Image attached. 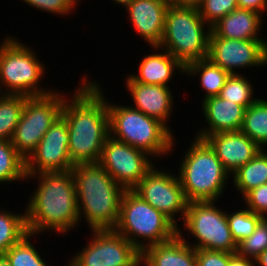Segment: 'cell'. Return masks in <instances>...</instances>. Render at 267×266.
Listing matches in <instances>:
<instances>
[{"label": "cell", "instance_id": "7a4b0ae2", "mask_svg": "<svg viewBox=\"0 0 267 266\" xmlns=\"http://www.w3.org/2000/svg\"><path fill=\"white\" fill-rule=\"evenodd\" d=\"M34 176L40 181L25 212L28 232L35 235L55 230L67 234L80 223L72 170L43 171L27 175L26 179Z\"/></svg>", "mask_w": 267, "mask_h": 266}, {"label": "cell", "instance_id": "8992f818", "mask_svg": "<svg viewBox=\"0 0 267 266\" xmlns=\"http://www.w3.org/2000/svg\"><path fill=\"white\" fill-rule=\"evenodd\" d=\"M110 136L146 152L150 157L164 156L173 150L172 131L160 120L130 106L107 102Z\"/></svg>", "mask_w": 267, "mask_h": 266}, {"label": "cell", "instance_id": "83f0119b", "mask_svg": "<svg viewBox=\"0 0 267 266\" xmlns=\"http://www.w3.org/2000/svg\"><path fill=\"white\" fill-rule=\"evenodd\" d=\"M26 160L10 140L0 141V182L26 180Z\"/></svg>", "mask_w": 267, "mask_h": 266}, {"label": "cell", "instance_id": "7402d4cb", "mask_svg": "<svg viewBox=\"0 0 267 266\" xmlns=\"http://www.w3.org/2000/svg\"><path fill=\"white\" fill-rule=\"evenodd\" d=\"M164 51L144 56L139 64V74L129 77L142 84L168 86L167 83L174 76V70L185 73V67L169 52Z\"/></svg>", "mask_w": 267, "mask_h": 266}, {"label": "cell", "instance_id": "8fae6325", "mask_svg": "<svg viewBox=\"0 0 267 266\" xmlns=\"http://www.w3.org/2000/svg\"><path fill=\"white\" fill-rule=\"evenodd\" d=\"M92 236L90 244L73 256L69 266L141 265V251L115 230L93 231Z\"/></svg>", "mask_w": 267, "mask_h": 266}, {"label": "cell", "instance_id": "d590c367", "mask_svg": "<svg viewBox=\"0 0 267 266\" xmlns=\"http://www.w3.org/2000/svg\"><path fill=\"white\" fill-rule=\"evenodd\" d=\"M25 3L37 9L45 10L50 13L66 15L75 7L69 0H23Z\"/></svg>", "mask_w": 267, "mask_h": 266}, {"label": "cell", "instance_id": "6da1fadb", "mask_svg": "<svg viewBox=\"0 0 267 266\" xmlns=\"http://www.w3.org/2000/svg\"><path fill=\"white\" fill-rule=\"evenodd\" d=\"M71 100L65 98L61 116L69 133V156L73 165L99 163L105 140L110 136L106 97L98 83L81 80Z\"/></svg>", "mask_w": 267, "mask_h": 266}, {"label": "cell", "instance_id": "ac0fdd59", "mask_svg": "<svg viewBox=\"0 0 267 266\" xmlns=\"http://www.w3.org/2000/svg\"><path fill=\"white\" fill-rule=\"evenodd\" d=\"M202 103L208 128L200 130L195 137L204 139L214 133L241 131L246 109L244 106L219 96L209 97Z\"/></svg>", "mask_w": 267, "mask_h": 266}, {"label": "cell", "instance_id": "60d3db41", "mask_svg": "<svg viewBox=\"0 0 267 266\" xmlns=\"http://www.w3.org/2000/svg\"><path fill=\"white\" fill-rule=\"evenodd\" d=\"M0 266H11L10 261L5 255H0Z\"/></svg>", "mask_w": 267, "mask_h": 266}, {"label": "cell", "instance_id": "2e32d148", "mask_svg": "<svg viewBox=\"0 0 267 266\" xmlns=\"http://www.w3.org/2000/svg\"><path fill=\"white\" fill-rule=\"evenodd\" d=\"M204 140L230 175L252 160L262 149L242 131L214 133Z\"/></svg>", "mask_w": 267, "mask_h": 266}, {"label": "cell", "instance_id": "74e56055", "mask_svg": "<svg viewBox=\"0 0 267 266\" xmlns=\"http://www.w3.org/2000/svg\"><path fill=\"white\" fill-rule=\"evenodd\" d=\"M255 260H250L247 257L239 256L235 253L229 260L228 266H256L254 263Z\"/></svg>", "mask_w": 267, "mask_h": 266}, {"label": "cell", "instance_id": "d4e9b609", "mask_svg": "<svg viewBox=\"0 0 267 266\" xmlns=\"http://www.w3.org/2000/svg\"><path fill=\"white\" fill-rule=\"evenodd\" d=\"M241 131L262 149L267 145V101L257 99L245 109Z\"/></svg>", "mask_w": 267, "mask_h": 266}, {"label": "cell", "instance_id": "ab89813d", "mask_svg": "<svg viewBox=\"0 0 267 266\" xmlns=\"http://www.w3.org/2000/svg\"><path fill=\"white\" fill-rule=\"evenodd\" d=\"M200 0H170L173 4L196 5Z\"/></svg>", "mask_w": 267, "mask_h": 266}, {"label": "cell", "instance_id": "d6986e66", "mask_svg": "<svg viewBox=\"0 0 267 266\" xmlns=\"http://www.w3.org/2000/svg\"><path fill=\"white\" fill-rule=\"evenodd\" d=\"M127 88L134 101L135 108L147 116L154 117L167 127L168 117L171 116L173 96L171 88L163 85H148L133 81L129 76Z\"/></svg>", "mask_w": 267, "mask_h": 266}, {"label": "cell", "instance_id": "1f68e13d", "mask_svg": "<svg viewBox=\"0 0 267 266\" xmlns=\"http://www.w3.org/2000/svg\"><path fill=\"white\" fill-rule=\"evenodd\" d=\"M267 249V217L256 226L254 232L237 244V254L256 260Z\"/></svg>", "mask_w": 267, "mask_h": 266}, {"label": "cell", "instance_id": "f1b7e54d", "mask_svg": "<svg viewBox=\"0 0 267 266\" xmlns=\"http://www.w3.org/2000/svg\"><path fill=\"white\" fill-rule=\"evenodd\" d=\"M252 88L246 77L241 74H230L218 96L247 108L257 100L253 98Z\"/></svg>", "mask_w": 267, "mask_h": 266}, {"label": "cell", "instance_id": "f546056e", "mask_svg": "<svg viewBox=\"0 0 267 266\" xmlns=\"http://www.w3.org/2000/svg\"><path fill=\"white\" fill-rule=\"evenodd\" d=\"M262 219V216L255 214L248 208L240 209L231 214L227 212L231 236L235 243L238 244L246 237H249Z\"/></svg>", "mask_w": 267, "mask_h": 266}, {"label": "cell", "instance_id": "b9f144b4", "mask_svg": "<svg viewBox=\"0 0 267 266\" xmlns=\"http://www.w3.org/2000/svg\"><path fill=\"white\" fill-rule=\"evenodd\" d=\"M115 4H120L122 7H128L134 0H112Z\"/></svg>", "mask_w": 267, "mask_h": 266}, {"label": "cell", "instance_id": "4316f807", "mask_svg": "<svg viewBox=\"0 0 267 266\" xmlns=\"http://www.w3.org/2000/svg\"><path fill=\"white\" fill-rule=\"evenodd\" d=\"M3 210H0V255H4L29 233L25 213L13 214Z\"/></svg>", "mask_w": 267, "mask_h": 266}, {"label": "cell", "instance_id": "4dcf8cb0", "mask_svg": "<svg viewBox=\"0 0 267 266\" xmlns=\"http://www.w3.org/2000/svg\"><path fill=\"white\" fill-rule=\"evenodd\" d=\"M33 236L28 233L20 242L10 247L5 256L11 263V266H47L42 260L41 255L30 242Z\"/></svg>", "mask_w": 267, "mask_h": 266}, {"label": "cell", "instance_id": "5bb4252c", "mask_svg": "<svg viewBox=\"0 0 267 266\" xmlns=\"http://www.w3.org/2000/svg\"><path fill=\"white\" fill-rule=\"evenodd\" d=\"M207 58L230 74H238L236 68L267 64V41L223 38L211 30Z\"/></svg>", "mask_w": 267, "mask_h": 266}, {"label": "cell", "instance_id": "ffe728a7", "mask_svg": "<svg viewBox=\"0 0 267 266\" xmlns=\"http://www.w3.org/2000/svg\"><path fill=\"white\" fill-rule=\"evenodd\" d=\"M181 232L178 230V235L168 242L145 248L141 252V264L146 266H197L196 250L183 240Z\"/></svg>", "mask_w": 267, "mask_h": 266}, {"label": "cell", "instance_id": "9c48e42d", "mask_svg": "<svg viewBox=\"0 0 267 266\" xmlns=\"http://www.w3.org/2000/svg\"><path fill=\"white\" fill-rule=\"evenodd\" d=\"M52 91L48 95L28 97L11 138L18 153L27 160L40 140L61 115L65 96Z\"/></svg>", "mask_w": 267, "mask_h": 266}, {"label": "cell", "instance_id": "836d02e7", "mask_svg": "<svg viewBox=\"0 0 267 266\" xmlns=\"http://www.w3.org/2000/svg\"><path fill=\"white\" fill-rule=\"evenodd\" d=\"M246 207L257 215L267 216V184L250 190L244 197ZM266 215V216H265Z\"/></svg>", "mask_w": 267, "mask_h": 266}, {"label": "cell", "instance_id": "7c38bea8", "mask_svg": "<svg viewBox=\"0 0 267 266\" xmlns=\"http://www.w3.org/2000/svg\"><path fill=\"white\" fill-rule=\"evenodd\" d=\"M147 156L146 152L109 136L105 140L99 164L121 187L133 190L154 167L150 156Z\"/></svg>", "mask_w": 267, "mask_h": 266}, {"label": "cell", "instance_id": "ba28073f", "mask_svg": "<svg viewBox=\"0 0 267 266\" xmlns=\"http://www.w3.org/2000/svg\"><path fill=\"white\" fill-rule=\"evenodd\" d=\"M23 44L10 36L6 37L3 43L0 44L1 94L27 97L50 94L51 91L44 90L39 86L45 73V66L39 62L32 48L30 49L28 45ZM1 84L4 85L7 92H4V87Z\"/></svg>", "mask_w": 267, "mask_h": 266}, {"label": "cell", "instance_id": "52a82bcc", "mask_svg": "<svg viewBox=\"0 0 267 266\" xmlns=\"http://www.w3.org/2000/svg\"><path fill=\"white\" fill-rule=\"evenodd\" d=\"M114 230L142 252L151 245L165 243L175 238L179 227L133 190H126ZM144 240L148 243L143 242Z\"/></svg>", "mask_w": 267, "mask_h": 266}, {"label": "cell", "instance_id": "9a60e30c", "mask_svg": "<svg viewBox=\"0 0 267 266\" xmlns=\"http://www.w3.org/2000/svg\"><path fill=\"white\" fill-rule=\"evenodd\" d=\"M69 133L66 120L60 115L40 140L36 150L26 160V175L43 171L72 170L69 156Z\"/></svg>", "mask_w": 267, "mask_h": 266}, {"label": "cell", "instance_id": "f35d334b", "mask_svg": "<svg viewBox=\"0 0 267 266\" xmlns=\"http://www.w3.org/2000/svg\"><path fill=\"white\" fill-rule=\"evenodd\" d=\"M259 266H267V249L255 260Z\"/></svg>", "mask_w": 267, "mask_h": 266}, {"label": "cell", "instance_id": "603a6c76", "mask_svg": "<svg viewBox=\"0 0 267 266\" xmlns=\"http://www.w3.org/2000/svg\"><path fill=\"white\" fill-rule=\"evenodd\" d=\"M233 183L244 197L250 190L267 184V152L261 151L244 166L239 167L233 174Z\"/></svg>", "mask_w": 267, "mask_h": 266}, {"label": "cell", "instance_id": "4fadbf2b", "mask_svg": "<svg viewBox=\"0 0 267 266\" xmlns=\"http://www.w3.org/2000/svg\"><path fill=\"white\" fill-rule=\"evenodd\" d=\"M133 191L176 226L177 222L174 218L176 214L180 212L182 215L180 218L184 220L188 201L178 176L155 169L154 166Z\"/></svg>", "mask_w": 267, "mask_h": 266}, {"label": "cell", "instance_id": "277c9868", "mask_svg": "<svg viewBox=\"0 0 267 266\" xmlns=\"http://www.w3.org/2000/svg\"><path fill=\"white\" fill-rule=\"evenodd\" d=\"M205 24L196 5L171 3L166 12L160 45L152 48H164L184 67L205 59L211 33V27L206 28Z\"/></svg>", "mask_w": 267, "mask_h": 266}, {"label": "cell", "instance_id": "7bdbcfd3", "mask_svg": "<svg viewBox=\"0 0 267 266\" xmlns=\"http://www.w3.org/2000/svg\"><path fill=\"white\" fill-rule=\"evenodd\" d=\"M69 1L73 6H76L77 1L79 2V0H69Z\"/></svg>", "mask_w": 267, "mask_h": 266}, {"label": "cell", "instance_id": "cb8c5ba5", "mask_svg": "<svg viewBox=\"0 0 267 266\" xmlns=\"http://www.w3.org/2000/svg\"><path fill=\"white\" fill-rule=\"evenodd\" d=\"M185 73L188 75L200 74V83L202 89L205 90V96L203 100L218 96L220 90L225 85L227 78L230 76V73L226 70H223L218 65L214 64L208 58L192 62L185 67Z\"/></svg>", "mask_w": 267, "mask_h": 266}, {"label": "cell", "instance_id": "44dd1931", "mask_svg": "<svg viewBox=\"0 0 267 266\" xmlns=\"http://www.w3.org/2000/svg\"><path fill=\"white\" fill-rule=\"evenodd\" d=\"M262 16L252 10L236 8L215 23L211 30L218 36L235 40H266L259 38Z\"/></svg>", "mask_w": 267, "mask_h": 266}, {"label": "cell", "instance_id": "e575fe53", "mask_svg": "<svg viewBox=\"0 0 267 266\" xmlns=\"http://www.w3.org/2000/svg\"><path fill=\"white\" fill-rule=\"evenodd\" d=\"M235 253L211 251L206 249L196 250L197 266H228L230 258Z\"/></svg>", "mask_w": 267, "mask_h": 266}, {"label": "cell", "instance_id": "30bf717a", "mask_svg": "<svg viewBox=\"0 0 267 266\" xmlns=\"http://www.w3.org/2000/svg\"><path fill=\"white\" fill-rule=\"evenodd\" d=\"M214 201L189 202L184 218L185 229L198 240L191 245L195 250L237 252V244L232 239L227 213L221 211Z\"/></svg>", "mask_w": 267, "mask_h": 266}, {"label": "cell", "instance_id": "e0dca14e", "mask_svg": "<svg viewBox=\"0 0 267 266\" xmlns=\"http://www.w3.org/2000/svg\"><path fill=\"white\" fill-rule=\"evenodd\" d=\"M170 0H134L126 9L136 32L151 47H159Z\"/></svg>", "mask_w": 267, "mask_h": 266}, {"label": "cell", "instance_id": "d6a6232c", "mask_svg": "<svg viewBox=\"0 0 267 266\" xmlns=\"http://www.w3.org/2000/svg\"><path fill=\"white\" fill-rule=\"evenodd\" d=\"M206 25L212 27L221 18L238 8L237 0H200L196 4Z\"/></svg>", "mask_w": 267, "mask_h": 266}, {"label": "cell", "instance_id": "3957f363", "mask_svg": "<svg viewBox=\"0 0 267 266\" xmlns=\"http://www.w3.org/2000/svg\"><path fill=\"white\" fill-rule=\"evenodd\" d=\"M72 175L76 187L79 219L81 220L84 215L91 231L114 230L126 189L121 187L99 163L74 165Z\"/></svg>", "mask_w": 267, "mask_h": 266}, {"label": "cell", "instance_id": "5b68a950", "mask_svg": "<svg viewBox=\"0 0 267 266\" xmlns=\"http://www.w3.org/2000/svg\"><path fill=\"white\" fill-rule=\"evenodd\" d=\"M181 161L178 178L189 202L217 201L230 174L214 150L204 140L195 137Z\"/></svg>", "mask_w": 267, "mask_h": 266}, {"label": "cell", "instance_id": "8d00e7d4", "mask_svg": "<svg viewBox=\"0 0 267 266\" xmlns=\"http://www.w3.org/2000/svg\"><path fill=\"white\" fill-rule=\"evenodd\" d=\"M238 8L256 11L262 14L267 11V0H237Z\"/></svg>", "mask_w": 267, "mask_h": 266}, {"label": "cell", "instance_id": "484cf974", "mask_svg": "<svg viewBox=\"0 0 267 266\" xmlns=\"http://www.w3.org/2000/svg\"><path fill=\"white\" fill-rule=\"evenodd\" d=\"M27 98L0 93V141L11 140Z\"/></svg>", "mask_w": 267, "mask_h": 266}]
</instances>
